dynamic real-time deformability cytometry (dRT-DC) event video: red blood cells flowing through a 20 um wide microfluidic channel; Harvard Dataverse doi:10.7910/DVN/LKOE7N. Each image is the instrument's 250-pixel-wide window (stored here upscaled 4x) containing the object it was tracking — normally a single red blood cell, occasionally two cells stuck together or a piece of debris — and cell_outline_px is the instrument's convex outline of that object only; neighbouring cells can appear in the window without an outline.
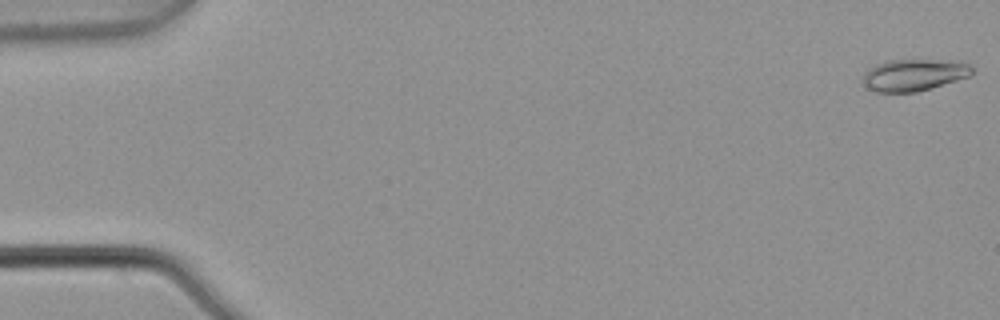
{"species": "common noctule bat (a hibernating species)", "species_latin": "Nyctalus noctula", "temperature_condition": "warm", "stored_images_in_passage": 5, "camera_frame_rate_fps": 3000, "um_per_image_px": 0.085, "animal": {"sex": "male", "body_mass_g": 21.5, "forearm_length_mm": 52.0}, "frame": {"image": 1, "passage_image": 1, "time_ms": 0.0, "image_size_px": [1000, 320], "cell_outline_px": [[972, 72], [968, 76], [956, 80], [916, 92], [876, 92], [868, 88], [860, 80], [864, 72], [868, 68], [876, 64], [888, 60], [928, 60], [968, 64], [972, 68]], "centroid_in_image_um": [77.55, 6.38], "position_along_channel_um": 7.4, "area_um2": 19.83}}
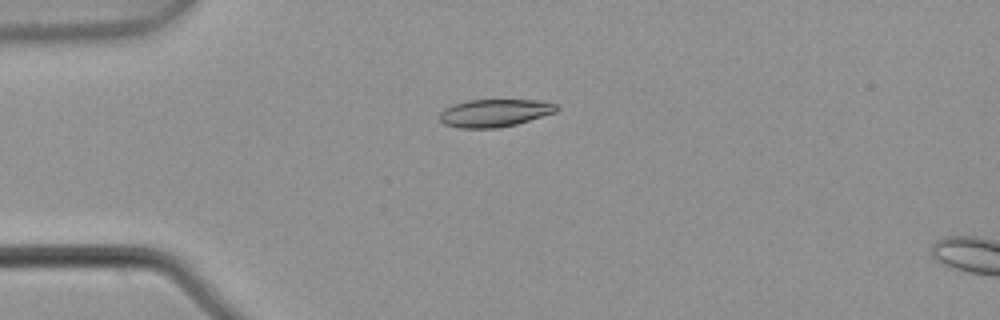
{"frame": {"image": 2, "passage_image": 4, "time_ms": 1.0, "image_size_px": [1000, 320], "cell_outline_px": [[560, 108], [556, 112], [516, 124], [496, 128], [460, 128], [444, 124], [440, 120], [440, 112], [444, 108], [452, 104], [468, 100], [536, 100], [556, 104]], "centroid_in_image_um": [42.02, 9.6], "position_along_channel_um": 43.0, "area_um2": 18.84}}